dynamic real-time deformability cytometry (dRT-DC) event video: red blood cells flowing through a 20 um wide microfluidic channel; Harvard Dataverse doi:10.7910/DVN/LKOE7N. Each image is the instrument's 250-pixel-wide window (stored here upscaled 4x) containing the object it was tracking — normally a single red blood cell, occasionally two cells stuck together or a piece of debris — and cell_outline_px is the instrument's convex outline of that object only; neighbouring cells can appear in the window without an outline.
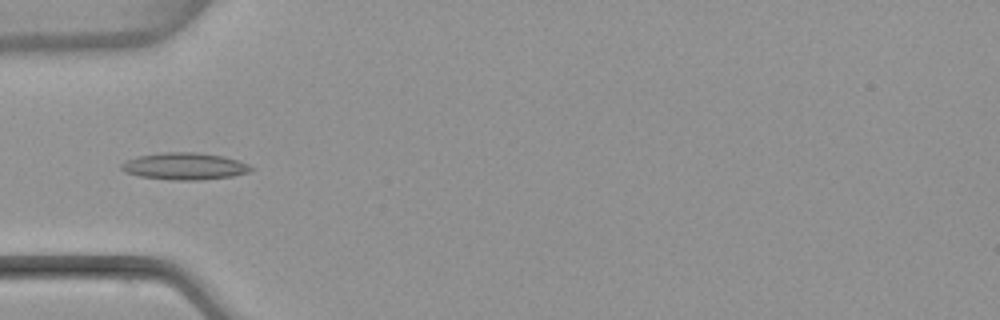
{"species": "common noctule bat (a hibernating species)", "species_latin": "Nyctalus noctula", "temperature_condition": "warm", "stored_images_in_passage": 4, "camera_frame_rate_fps": 3000, "um_per_image_px": 0.085, "animal": {"sex": "female", "body_mass_g": 22.7, "forearm_length_mm": 54.2}, "frame": {"image": 1, "passage_image": 4, "time_ms": 3.667, "image_size_px": [1000, 320], "cell_outline_px": [[256, 168], [248, 172], [232, 176], [200, 180], [172, 180], [140, 176], [124, 172], [120, 168], [120, 164], [136, 156], [160, 152], [200, 152], [224, 156], [240, 160]], "centroid_in_image_um": [15.71, 14.12], "position_along_channel_um": 69.3, "area_um2": 20.63}}